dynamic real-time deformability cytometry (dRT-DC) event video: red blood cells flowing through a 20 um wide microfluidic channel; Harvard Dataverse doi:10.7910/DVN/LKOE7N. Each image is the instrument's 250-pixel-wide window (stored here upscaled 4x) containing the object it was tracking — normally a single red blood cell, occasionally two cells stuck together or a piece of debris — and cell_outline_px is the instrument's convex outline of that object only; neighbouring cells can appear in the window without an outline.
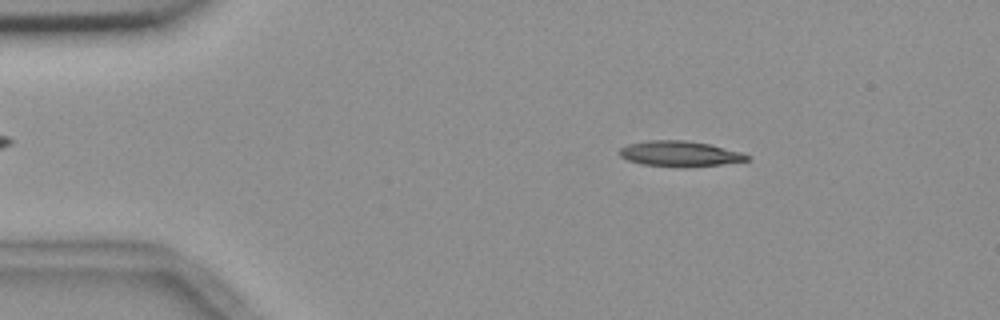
{"species": "common noctule bat (a hibernating species)", "species_latin": "Nyctalus noctula", "temperature_condition": "room temperature", "stored_images_in_passage": 54, "camera_frame_rate_fps": 3000, "um_per_image_px": 0.085, "animal": {"sex": "female", "body_mass_g": 18.4}, "frame": {"image": 1, "passage_image": 8, "time_ms": 2.333, "image_size_px": [1000, 320], "cell_outline_px": [[748, 160], [720, 164], [680, 168], [640, 164], [628, 160], [620, 156], [620, 148], [628, 144], [648, 140], [684, 140], [708, 144], [740, 152], [748, 156]], "centroid_in_image_um": [57.71, 13.07], "position_along_channel_um": 27.3, "area_um2": 18.79}}
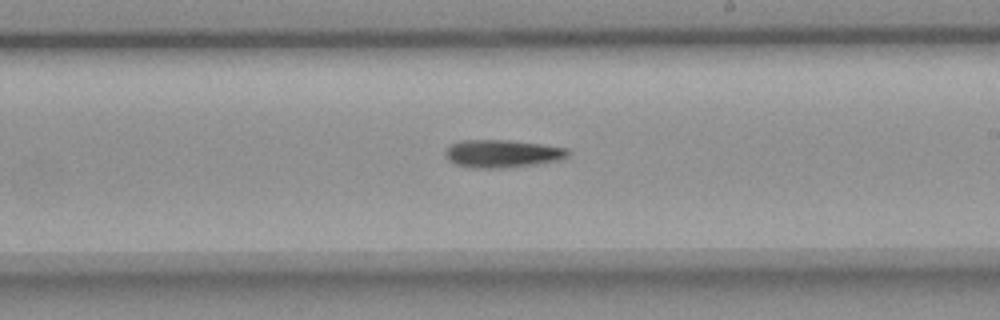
{"frame": {"image": 2, "passage_image": 31, "time_ms": 10.0, "image_size_px": [1000, 320], "cell_outline_px": [[572, 152], [568, 156], [560, 160], [536, 164], [500, 168], [472, 168], [456, 164], [448, 160], [444, 156], [444, 152], [452, 144], [460, 140], [504, 140], [540, 144], [568, 148]], "centroid_in_image_um": [42.7, 13.06], "position_along_channel_um": 246.3, "area_um2": 19.88}}
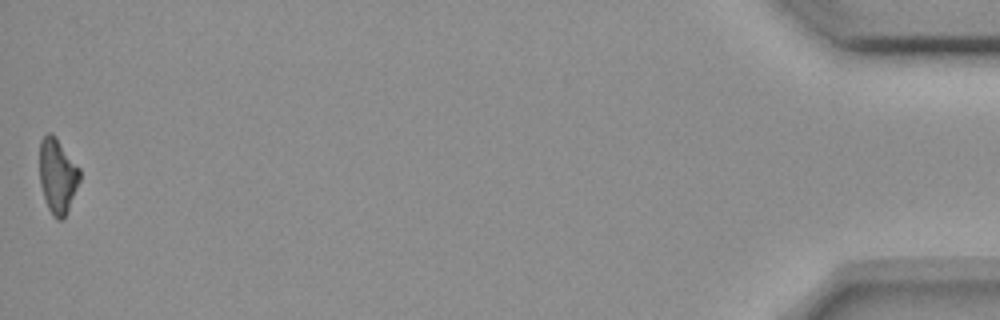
{"frame": {"image": 3, "passage_image": 54, "time_ms": 17.667, "image_size_px": [1000, 320], "cell_outline_px": [[80, 180], [64, 220], [56, 220], [52, 216], [44, 200], [40, 184], [40, 140], [48, 132], [52, 132], [56, 136], [80, 168]], "centroid_in_image_um": [4.89, 14.96], "position_along_channel_um": 430.3, "area_um2": 17.8}, "authors_computed_cell_mechanics": {"area_um2": 18.9006, "velocity_mm_per_s": 3.6577, "shape_relaxation_time_tau1_ms": 9.9109, "shape_relaxation_time_tau2_ms": null, "deformation_change_tau1": 0.2492, "deformation_change_tau2": null}}